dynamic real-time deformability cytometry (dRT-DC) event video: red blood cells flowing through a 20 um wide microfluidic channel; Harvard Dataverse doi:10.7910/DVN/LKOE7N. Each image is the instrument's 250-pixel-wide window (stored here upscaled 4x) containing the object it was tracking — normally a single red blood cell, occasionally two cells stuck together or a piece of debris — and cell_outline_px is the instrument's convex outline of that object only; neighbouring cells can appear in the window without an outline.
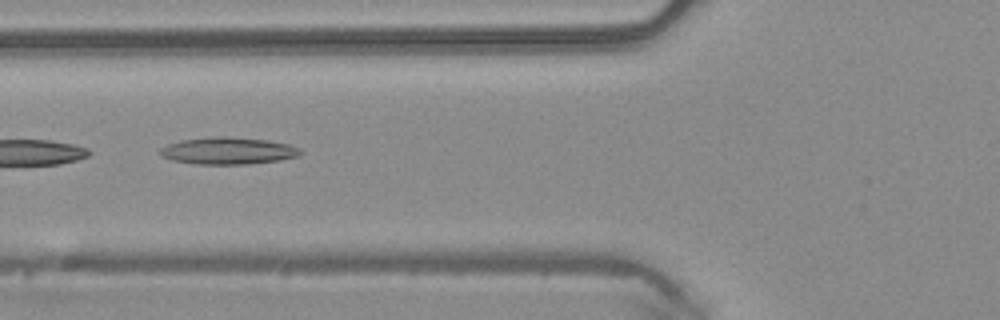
{"species": "common noctule bat (a hibernating species)", "species_latin": "Nyctalus noctula", "temperature_condition": "warm", "stored_images_in_passage": 4, "camera_frame_rate_fps": 3000, "um_per_image_px": 0.085, "animal": {"sex": "male", "body_mass_g": 20.4}, "frame": {"image": 1, "passage_image": 4, "time_ms": 1.0, "image_size_px": [1000, 320], "cell_outline_px": [[304, 152], [300, 156], [280, 160], [248, 164], [196, 164], [172, 160], [160, 156], [160, 148], [168, 144], [180, 140], [208, 136], [228, 136], [268, 140], [288, 144], [300, 148]], "centroid_in_image_um": [19.4, 12.81], "position_along_channel_um": 106.4, "area_um2": 22.43}}